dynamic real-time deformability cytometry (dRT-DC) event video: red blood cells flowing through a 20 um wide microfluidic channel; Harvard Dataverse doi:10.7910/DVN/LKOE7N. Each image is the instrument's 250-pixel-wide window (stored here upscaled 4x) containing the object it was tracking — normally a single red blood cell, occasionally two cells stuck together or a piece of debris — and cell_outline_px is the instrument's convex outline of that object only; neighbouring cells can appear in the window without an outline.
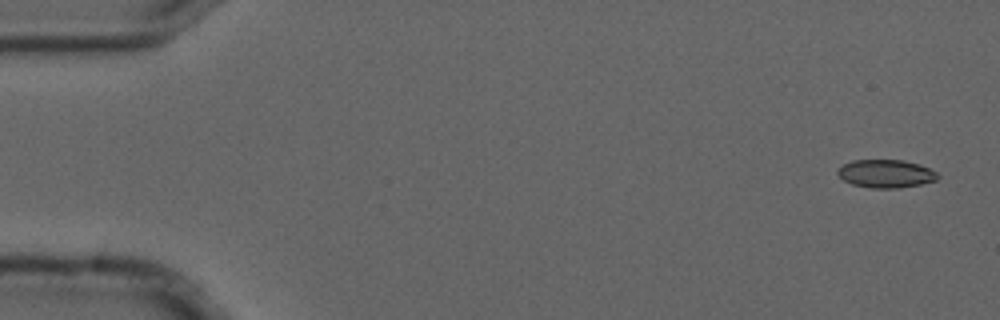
{"species": "common noctule bat (a hibernating species)", "species_latin": "Nyctalus noctula", "temperature_condition": "cold", "stored_images_in_passage": 2, "camera_frame_rate_fps": 3000, "um_per_image_px": 0.085, "animal": {"sex": "male", "forearm_length_mm": 52.5}, "frame": {"image": 1, "passage_image": 2, "time_ms": 0.333, "image_size_px": [1000, 320], "cell_outline_px": [[940, 176], [936, 180], [920, 184], [900, 188], [872, 188], [852, 184], [844, 180], [836, 172], [844, 164], [852, 160], [904, 160], [920, 164], [936, 172]], "centroid_in_image_um": [75.32, 14.76], "position_along_channel_um": 9.7, "area_um2": 16.3}}